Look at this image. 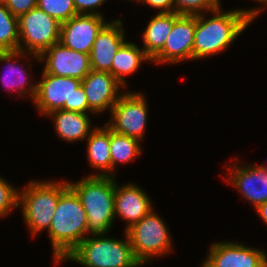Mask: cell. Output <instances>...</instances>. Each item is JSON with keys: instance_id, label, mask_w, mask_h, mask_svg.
Here are the masks:
<instances>
[{"instance_id": "1", "label": "cell", "mask_w": 267, "mask_h": 267, "mask_svg": "<svg viewBox=\"0 0 267 267\" xmlns=\"http://www.w3.org/2000/svg\"><path fill=\"white\" fill-rule=\"evenodd\" d=\"M220 8L207 20L202 14L195 15L193 60L224 51L260 13V9L223 13Z\"/></svg>"}, {"instance_id": "2", "label": "cell", "mask_w": 267, "mask_h": 267, "mask_svg": "<svg viewBox=\"0 0 267 267\" xmlns=\"http://www.w3.org/2000/svg\"><path fill=\"white\" fill-rule=\"evenodd\" d=\"M51 238L54 261L60 263L86 237L87 216L77 194L68 187L59 198L47 230Z\"/></svg>"}, {"instance_id": "3", "label": "cell", "mask_w": 267, "mask_h": 267, "mask_svg": "<svg viewBox=\"0 0 267 267\" xmlns=\"http://www.w3.org/2000/svg\"><path fill=\"white\" fill-rule=\"evenodd\" d=\"M115 176H87L77 183L68 182L77 194L87 216V230L106 234L115 219Z\"/></svg>"}, {"instance_id": "4", "label": "cell", "mask_w": 267, "mask_h": 267, "mask_svg": "<svg viewBox=\"0 0 267 267\" xmlns=\"http://www.w3.org/2000/svg\"><path fill=\"white\" fill-rule=\"evenodd\" d=\"M125 233V241L107 238L104 234H95L79 243L66 260L75 261L84 267H139L142 266L135 258L129 238ZM104 236V237H103Z\"/></svg>"}, {"instance_id": "5", "label": "cell", "mask_w": 267, "mask_h": 267, "mask_svg": "<svg viewBox=\"0 0 267 267\" xmlns=\"http://www.w3.org/2000/svg\"><path fill=\"white\" fill-rule=\"evenodd\" d=\"M69 187L68 182L32 181L24 191L19 192L23 219L32 235L50 228L60 195Z\"/></svg>"}, {"instance_id": "6", "label": "cell", "mask_w": 267, "mask_h": 267, "mask_svg": "<svg viewBox=\"0 0 267 267\" xmlns=\"http://www.w3.org/2000/svg\"><path fill=\"white\" fill-rule=\"evenodd\" d=\"M163 220L153 209L138 222L125 230L133 254L141 264L149 262L150 257L164 255L171 249V239Z\"/></svg>"}, {"instance_id": "7", "label": "cell", "mask_w": 267, "mask_h": 267, "mask_svg": "<svg viewBox=\"0 0 267 267\" xmlns=\"http://www.w3.org/2000/svg\"><path fill=\"white\" fill-rule=\"evenodd\" d=\"M18 26L19 50L32 54L38 61L46 49L60 41L61 23L38 7L20 15ZM22 40L26 49L22 47Z\"/></svg>"}, {"instance_id": "8", "label": "cell", "mask_w": 267, "mask_h": 267, "mask_svg": "<svg viewBox=\"0 0 267 267\" xmlns=\"http://www.w3.org/2000/svg\"><path fill=\"white\" fill-rule=\"evenodd\" d=\"M111 119L106 124L111 130L137 140L143 139L148 117V107L141 93H124L111 109Z\"/></svg>"}, {"instance_id": "9", "label": "cell", "mask_w": 267, "mask_h": 267, "mask_svg": "<svg viewBox=\"0 0 267 267\" xmlns=\"http://www.w3.org/2000/svg\"><path fill=\"white\" fill-rule=\"evenodd\" d=\"M41 81L37 82L33 99L42 115L56 110L71 111V97L81 85V80L48 74L43 70Z\"/></svg>"}, {"instance_id": "10", "label": "cell", "mask_w": 267, "mask_h": 267, "mask_svg": "<svg viewBox=\"0 0 267 267\" xmlns=\"http://www.w3.org/2000/svg\"><path fill=\"white\" fill-rule=\"evenodd\" d=\"M195 15H179L174 12V24L163 48L150 60L159 63H178L193 60Z\"/></svg>"}, {"instance_id": "11", "label": "cell", "mask_w": 267, "mask_h": 267, "mask_svg": "<svg viewBox=\"0 0 267 267\" xmlns=\"http://www.w3.org/2000/svg\"><path fill=\"white\" fill-rule=\"evenodd\" d=\"M39 58L40 62L46 59L43 70L55 76L76 78L82 81L92 70L90 54L66 48L60 42L46 49Z\"/></svg>"}, {"instance_id": "12", "label": "cell", "mask_w": 267, "mask_h": 267, "mask_svg": "<svg viewBox=\"0 0 267 267\" xmlns=\"http://www.w3.org/2000/svg\"><path fill=\"white\" fill-rule=\"evenodd\" d=\"M102 15L77 14L61 23L60 43L69 49L90 54L98 32L107 23Z\"/></svg>"}, {"instance_id": "13", "label": "cell", "mask_w": 267, "mask_h": 267, "mask_svg": "<svg viewBox=\"0 0 267 267\" xmlns=\"http://www.w3.org/2000/svg\"><path fill=\"white\" fill-rule=\"evenodd\" d=\"M266 254L241 243H214L201 267H262Z\"/></svg>"}, {"instance_id": "14", "label": "cell", "mask_w": 267, "mask_h": 267, "mask_svg": "<svg viewBox=\"0 0 267 267\" xmlns=\"http://www.w3.org/2000/svg\"><path fill=\"white\" fill-rule=\"evenodd\" d=\"M87 96L89 108L94 113H100L107 108L112 109L122 94H118L123 87L113 75L108 72L91 70L81 81Z\"/></svg>"}, {"instance_id": "15", "label": "cell", "mask_w": 267, "mask_h": 267, "mask_svg": "<svg viewBox=\"0 0 267 267\" xmlns=\"http://www.w3.org/2000/svg\"><path fill=\"white\" fill-rule=\"evenodd\" d=\"M122 21L106 23L98 32L90 53L91 69L111 74L113 59L125 42Z\"/></svg>"}, {"instance_id": "16", "label": "cell", "mask_w": 267, "mask_h": 267, "mask_svg": "<svg viewBox=\"0 0 267 267\" xmlns=\"http://www.w3.org/2000/svg\"><path fill=\"white\" fill-rule=\"evenodd\" d=\"M147 194L135 184L115 183L114 213L126 220L127 228L146 216L153 208Z\"/></svg>"}, {"instance_id": "17", "label": "cell", "mask_w": 267, "mask_h": 267, "mask_svg": "<svg viewBox=\"0 0 267 267\" xmlns=\"http://www.w3.org/2000/svg\"><path fill=\"white\" fill-rule=\"evenodd\" d=\"M233 167V168H232ZM228 179L242 196L257 208L267 201V169L262 166H237L233 164Z\"/></svg>"}, {"instance_id": "18", "label": "cell", "mask_w": 267, "mask_h": 267, "mask_svg": "<svg viewBox=\"0 0 267 267\" xmlns=\"http://www.w3.org/2000/svg\"><path fill=\"white\" fill-rule=\"evenodd\" d=\"M87 155L90 165L103 171L93 176H114L111 173L110 128L107 125L103 128H92L87 138Z\"/></svg>"}, {"instance_id": "19", "label": "cell", "mask_w": 267, "mask_h": 267, "mask_svg": "<svg viewBox=\"0 0 267 267\" xmlns=\"http://www.w3.org/2000/svg\"><path fill=\"white\" fill-rule=\"evenodd\" d=\"M48 115L54 117L55 129L58 136L67 142L88 138L91 133L89 114L56 110Z\"/></svg>"}, {"instance_id": "20", "label": "cell", "mask_w": 267, "mask_h": 267, "mask_svg": "<svg viewBox=\"0 0 267 267\" xmlns=\"http://www.w3.org/2000/svg\"><path fill=\"white\" fill-rule=\"evenodd\" d=\"M174 24V12L158 13L148 23L144 33L143 50L152 59L164 46Z\"/></svg>"}, {"instance_id": "21", "label": "cell", "mask_w": 267, "mask_h": 267, "mask_svg": "<svg viewBox=\"0 0 267 267\" xmlns=\"http://www.w3.org/2000/svg\"><path fill=\"white\" fill-rule=\"evenodd\" d=\"M151 60L138 45L125 41L117 50L113 59L111 75L122 85H126L124 76L134 73L142 62Z\"/></svg>"}, {"instance_id": "22", "label": "cell", "mask_w": 267, "mask_h": 267, "mask_svg": "<svg viewBox=\"0 0 267 267\" xmlns=\"http://www.w3.org/2000/svg\"><path fill=\"white\" fill-rule=\"evenodd\" d=\"M18 56H23L26 57L25 53L21 50H13V51H0V62H8V73H5V75H3V80H5L2 85L4 84V87H8L7 89L9 90H17L18 89V93L23 95L27 94L25 92H28L30 94V96L32 97V99H34L35 94H36V89H37V83L35 84H31L29 85V83L26 81L28 80L26 75L27 73H25V70L23 71L22 69L19 68V66H15L13 59L17 58ZM12 62V63H11ZM13 75H17L19 77H15L13 79ZM12 77V79H11ZM10 79V80H9ZM18 79V80H17ZM27 82V83H26ZM27 84L29 85L28 89ZM16 87V88H15ZM20 91V92H19Z\"/></svg>"}, {"instance_id": "23", "label": "cell", "mask_w": 267, "mask_h": 267, "mask_svg": "<svg viewBox=\"0 0 267 267\" xmlns=\"http://www.w3.org/2000/svg\"><path fill=\"white\" fill-rule=\"evenodd\" d=\"M139 140L119 134L110 129V151L112 159V170L118 162L125 163L136 159L141 153Z\"/></svg>"}, {"instance_id": "24", "label": "cell", "mask_w": 267, "mask_h": 267, "mask_svg": "<svg viewBox=\"0 0 267 267\" xmlns=\"http://www.w3.org/2000/svg\"><path fill=\"white\" fill-rule=\"evenodd\" d=\"M19 50L18 17L0 4V51Z\"/></svg>"}, {"instance_id": "25", "label": "cell", "mask_w": 267, "mask_h": 267, "mask_svg": "<svg viewBox=\"0 0 267 267\" xmlns=\"http://www.w3.org/2000/svg\"><path fill=\"white\" fill-rule=\"evenodd\" d=\"M37 7L60 23L77 15L73 0H38Z\"/></svg>"}, {"instance_id": "26", "label": "cell", "mask_w": 267, "mask_h": 267, "mask_svg": "<svg viewBox=\"0 0 267 267\" xmlns=\"http://www.w3.org/2000/svg\"><path fill=\"white\" fill-rule=\"evenodd\" d=\"M174 5L179 15H199L206 10L213 13L220 7L219 0H174Z\"/></svg>"}, {"instance_id": "27", "label": "cell", "mask_w": 267, "mask_h": 267, "mask_svg": "<svg viewBox=\"0 0 267 267\" xmlns=\"http://www.w3.org/2000/svg\"><path fill=\"white\" fill-rule=\"evenodd\" d=\"M19 192L0 177V217L6 216L11 209L18 207Z\"/></svg>"}, {"instance_id": "28", "label": "cell", "mask_w": 267, "mask_h": 267, "mask_svg": "<svg viewBox=\"0 0 267 267\" xmlns=\"http://www.w3.org/2000/svg\"><path fill=\"white\" fill-rule=\"evenodd\" d=\"M38 0H5V7L16 17L37 7Z\"/></svg>"}, {"instance_id": "29", "label": "cell", "mask_w": 267, "mask_h": 267, "mask_svg": "<svg viewBox=\"0 0 267 267\" xmlns=\"http://www.w3.org/2000/svg\"><path fill=\"white\" fill-rule=\"evenodd\" d=\"M71 111L80 112V113H84V114H88L89 112L94 113L89 108L87 96L85 94V91H84L82 85H80L75 90V92L73 93V96L71 97Z\"/></svg>"}, {"instance_id": "30", "label": "cell", "mask_w": 267, "mask_h": 267, "mask_svg": "<svg viewBox=\"0 0 267 267\" xmlns=\"http://www.w3.org/2000/svg\"><path fill=\"white\" fill-rule=\"evenodd\" d=\"M105 1L106 0H73L77 14L86 15H101V13H97L94 10L100 7Z\"/></svg>"}, {"instance_id": "31", "label": "cell", "mask_w": 267, "mask_h": 267, "mask_svg": "<svg viewBox=\"0 0 267 267\" xmlns=\"http://www.w3.org/2000/svg\"><path fill=\"white\" fill-rule=\"evenodd\" d=\"M149 4L156 9H163L160 13L174 12V0H136Z\"/></svg>"}, {"instance_id": "32", "label": "cell", "mask_w": 267, "mask_h": 267, "mask_svg": "<svg viewBox=\"0 0 267 267\" xmlns=\"http://www.w3.org/2000/svg\"><path fill=\"white\" fill-rule=\"evenodd\" d=\"M255 209L257 210L260 218H262V220L267 224V201Z\"/></svg>"}, {"instance_id": "33", "label": "cell", "mask_w": 267, "mask_h": 267, "mask_svg": "<svg viewBox=\"0 0 267 267\" xmlns=\"http://www.w3.org/2000/svg\"><path fill=\"white\" fill-rule=\"evenodd\" d=\"M262 267H267V254H266L265 258H264Z\"/></svg>"}, {"instance_id": "34", "label": "cell", "mask_w": 267, "mask_h": 267, "mask_svg": "<svg viewBox=\"0 0 267 267\" xmlns=\"http://www.w3.org/2000/svg\"><path fill=\"white\" fill-rule=\"evenodd\" d=\"M259 2H262V4L265 3L267 5V0H259Z\"/></svg>"}, {"instance_id": "35", "label": "cell", "mask_w": 267, "mask_h": 267, "mask_svg": "<svg viewBox=\"0 0 267 267\" xmlns=\"http://www.w3.org/2000/svg\"><path fill=\"white\" fill-rule=\"evenodd\" d=\"M5 2V0H0V4H3Z\"/></svg>"}]
</instances>
